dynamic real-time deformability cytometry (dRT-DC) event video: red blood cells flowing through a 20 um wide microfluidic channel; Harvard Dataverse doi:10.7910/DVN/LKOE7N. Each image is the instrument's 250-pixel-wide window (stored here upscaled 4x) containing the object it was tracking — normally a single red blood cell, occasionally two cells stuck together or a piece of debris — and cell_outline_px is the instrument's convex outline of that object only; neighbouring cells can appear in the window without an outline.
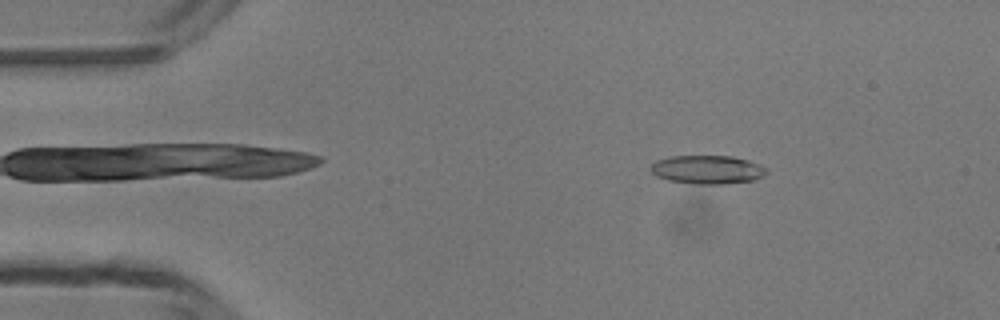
{"species": "common noctule bat (a hibernating species)", "species_latin": "Nyctalus noctula", "temperature_condition": "room temperature", "stored_images_in_passage": 48, "camera_frame_rate_fps": 3000, "um_per_image_px": 0.085, "animal": {"sex": "male", "body_mass_g": 13.3}, "frame": {"image": 1, "passage_image": 7, "time_ms": 2.0, "image_size_px": [1000, 320], "cell_outline_px": [[768, 172], [764, 176], [752, 180], [724, 184], [696, 184], [668, 180], [656, 176], [648, 168], [656, 160], [672, 156], [732, 156], [748, 160], [760, 164], [768, 168]], "centroid_in_image_um": [60.14, 14.41], "position_along_channel_um": 24.9, "area_um2": 19.42}}
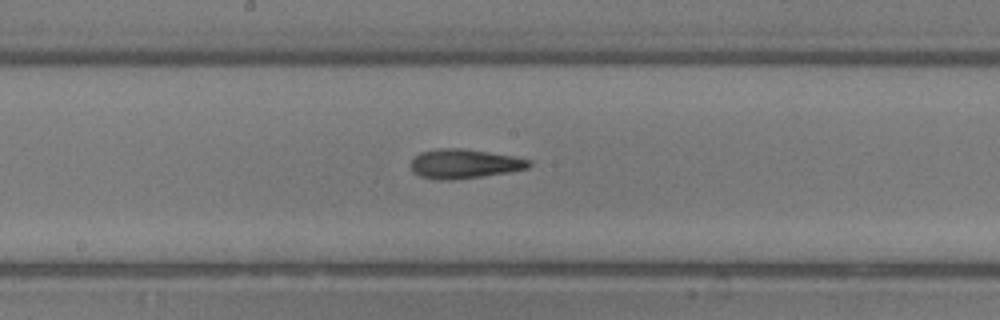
{"frame": {"image": 2, "passage_image": 25, "time_ms": 8.0, "image_size_px": [1000, 320], "cell_outline_px": [[532, 164], [528, 168], [512, 172], [452, 180], [436, 180], [420, 176], [412, 172], [412, 160], [420, 152], [440, 148], [460, 148], [488, 152], [512, 156], [532, 160]], "centroid_in_image_um": [39.49, 13.93], "position_along_channel_um": 208.7, "area_um2": 20.23}}
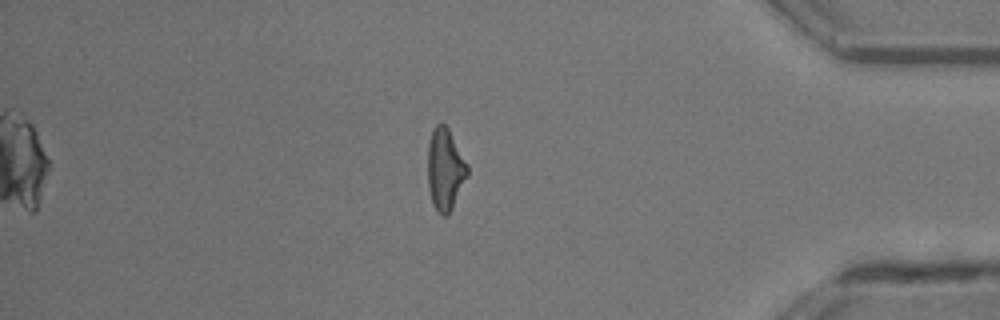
{"frame": {"image": 3, "passage_image": 41, "time_ms": 13.333, "image_size_px": [1000, 320], "cell_outline_px": [[468, 176], [448, 216], [444, 216], [436, 212], [432, 204], [428, 188], [428, 144], [432, 128], [436, 124], [444, 124], [448, 128], [468, 164]], "centroid_in_image_um": [37.83, 14.42], "position_along_channel_um": 397.4, "area_um2": 19.13}, "authors_computed_cell_mechanics": {"area_um2": 19.2763, "velocity_mm_per_s": 4.2125, "shape_relaxation_time_tau1_ms": 7.7688, "shape_relaxation_time_tau2_ms": 5.204, "deformation_change_tau1": 0.2686, "deformation_change_tau2": 0.1805}}